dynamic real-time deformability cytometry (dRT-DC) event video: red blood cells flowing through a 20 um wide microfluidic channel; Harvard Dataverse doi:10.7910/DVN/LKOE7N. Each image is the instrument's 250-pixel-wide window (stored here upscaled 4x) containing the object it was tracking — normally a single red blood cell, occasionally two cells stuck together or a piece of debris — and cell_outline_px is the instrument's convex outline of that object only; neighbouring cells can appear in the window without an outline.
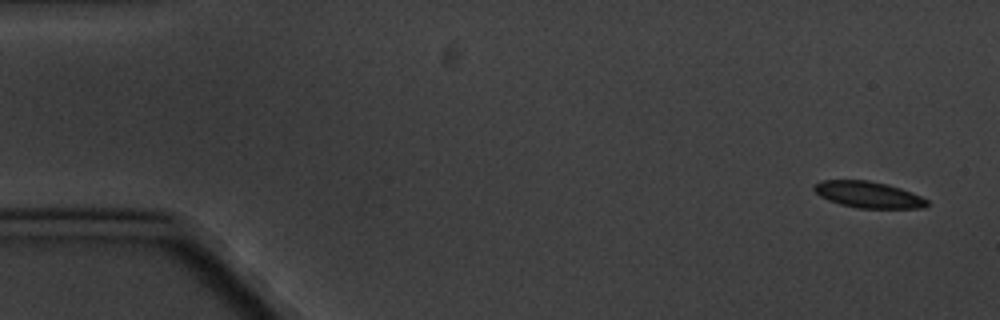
{"species": "common noctule bat (a hibernating species)", "species_latin": "Nyctalus noctula", "temperature_condition": "cold", "stored_images_in_passage": 5, "camera_frame_rate_fps": 3000, "um_per_image_px": 0.085, "animal": {"sex": "male", "body_mass_g": 20.1, "forearm_length_mm": 53.5}, "frame": {"image": 1, "passage_image": 1, "time_ms": 0.0, "image_size_px": [1000, 320], "cell_outline_px": [[928, 204], [924, 208], [860, 208], [840, 204], [828, 200], [820, 196], [812, 188], [812, 184], [820, 180], [868, 180], [888, 184], [912, 192], [928, 200]], "centroid_in_image_um": [73.78, 16.53], "position_along_channel_um": 11.2, "area_um2": 17.46}}
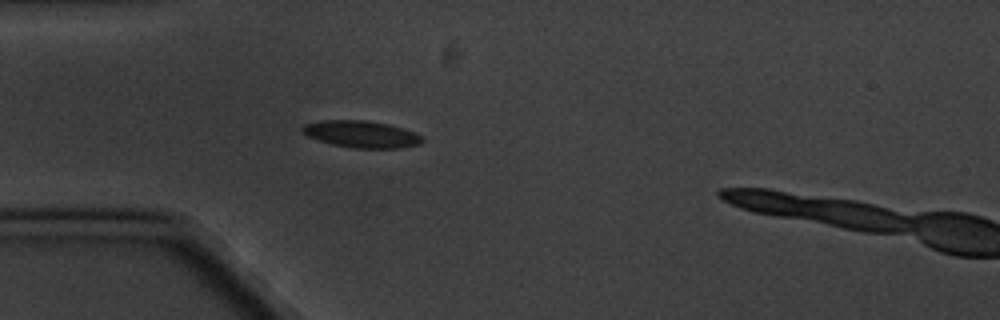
{"frame": {"image": 2, "passage_image": 5, "time_ms": 4.667, "image_size_px": [1000, 320], "cell_outline_px": [[424, 140], [420, 144], [400, 148], [352, 148], [332, 144], [308, 136], [300, 128], [304, 124], [320, 120], [364, 120], [388, 124], [424, 136]], "centroid_in_image_um": [30.72, 11.4], "position_along_channel_um": 54.3, "area_um2": 18.67}}